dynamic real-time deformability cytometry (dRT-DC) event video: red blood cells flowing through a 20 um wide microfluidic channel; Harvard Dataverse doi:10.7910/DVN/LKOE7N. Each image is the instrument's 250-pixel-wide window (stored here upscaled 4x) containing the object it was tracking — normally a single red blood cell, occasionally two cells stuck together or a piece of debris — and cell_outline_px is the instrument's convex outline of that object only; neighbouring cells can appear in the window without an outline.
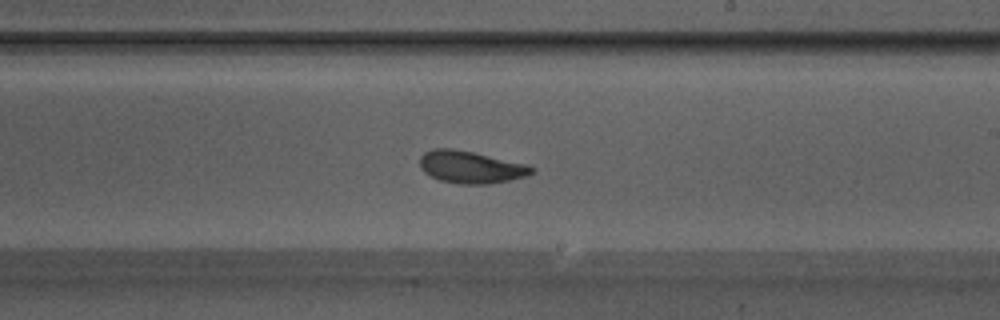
{"species": "Egyptian fruit bat (a non-hibernating species)", "species_latin": "Rousettus aegyptiacus", "temperature_condition": "warm", "stored_images_in_passage": 50, "camera_frame_rate_fps": 3000, "um_per_image_px": 0.085, "animal": {"sex": "male"}, "frame": {"image": 1, "passage_image": 29, "time_ms": 9.333, "image_size_px": [1000, 320], "cell_outline_px": [[536, 172], [528, 176], [488, 184], [460, 184], [440, 180], [424, 172], [420, 168], [420, 156], [424, 152], [432, 148], [452, 148], [472, 152], [528, 164], [536, 168]], "centroid_in_image_um": [40.04, 14.2], "position_along_channel_um": 249.0, "area_um2": 21.15}}
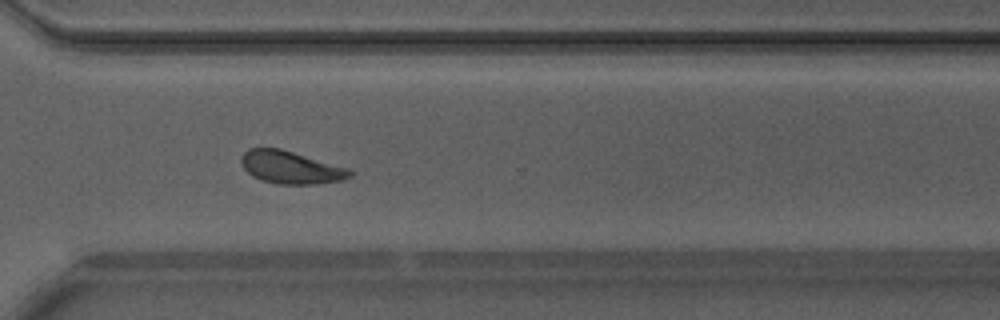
{"frame": {"image": 2, "passage_image": 36, "time_ms": 11.667, "image_size_px": [1000, 320], "cell_outline_px": [[352, 176], [340, 180], [320, 184], [280, 184], [264, 180], [252, 176], [244, 168], [240, 160], [240, 156], [248, 148], [280, 148], [348, 168], [352, 172]], "centroid_in_image_um": [24.7, 14.22], "position_along_channel_um": 345.9, "area_um2": 20.52}, "authors_computed_cell_mechanics": {"area_um2": 21.1548, "velocity_mm_per_s": 4.1528, "shape_relaxation_time_tau1_ms": 3.3222, "shape_relaxation_time_tau2_ms": 1.2846, "deformation_change_tau1": 0.1252, "deformation_change_tau2": 0.0659}}